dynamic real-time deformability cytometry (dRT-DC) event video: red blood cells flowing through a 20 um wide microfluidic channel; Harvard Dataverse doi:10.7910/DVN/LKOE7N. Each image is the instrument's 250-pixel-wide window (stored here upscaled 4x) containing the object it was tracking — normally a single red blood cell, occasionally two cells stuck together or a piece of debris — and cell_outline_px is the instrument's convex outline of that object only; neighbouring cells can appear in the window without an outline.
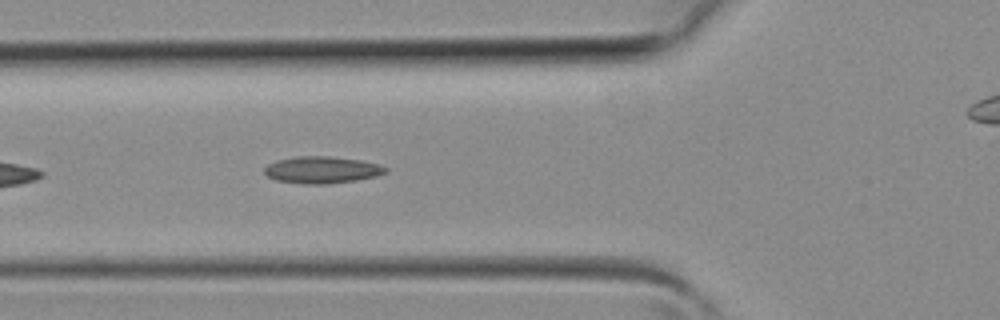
{"species": "common noctule bat (a hibernating species)", "species_latin": "Nyctalus noctula", "temperature_condition": "room temperature", "stored_images_in_passage": 39, "camera_frame_rate_fps": 3000, "um_per_image_px": 0.085, "animal": {"sex": "female", "body_mass_g": 19.3, "forearm_length_mm": 54.1}, "frame": {"image": 1, "passage_image": 13, "time_ms": 4.0, "image_size_px": [1000, 320], "cell_outline_px": [[388, 172], [376, 176], [356, 180], [328, 184], [304, 184], [276, 180], [268, 176], [264, 172], [264, 168], [268, 164], [276, 160], [296, 156], [328, 156], [360, 160], [380, 164], [388, 168]], "centroid_in_image_um": [27.38, 14.44], "position_along_channel_um": 98.4, "area_um2": 19.07}}
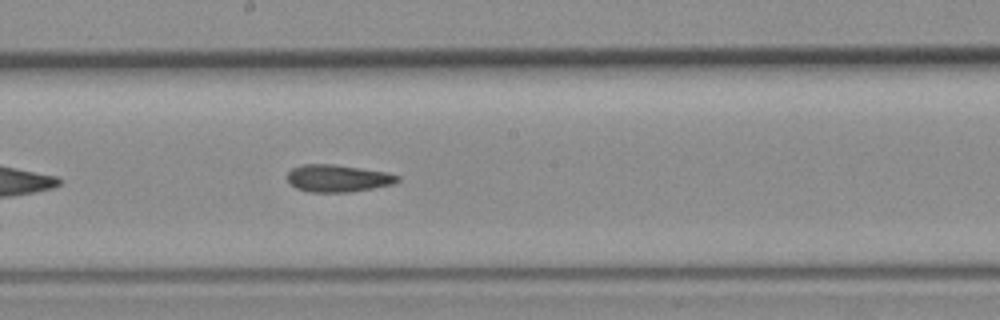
{"frame": {"image": 2, "passage_image": 20, "time_ms": 6.333, "image_size_px": [1000, 320], "cell_outline_px": [[400, 180], [392, 184], [372, 188], [348, 192], [308, 192], [296, 188], [288, 184], [288, 172], [292, 168], [304, 164], [332, 164], [388, 172], [400, 176]], "centroid_in_image_um": [28.7, 15.16], "position_along_channel_um": 219.5, "area_um2": 17.51}}
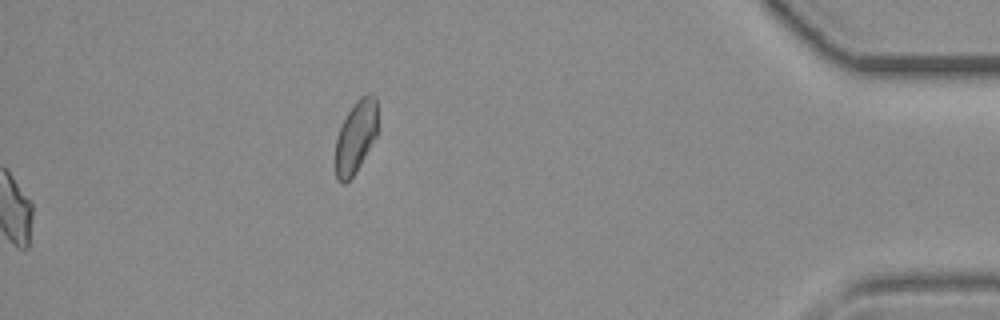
{"frame": {"image": 3, "passage_image": 39, "time_ms": 12.667, "image_size_px": [1000, 320], "cell_outline_px": [[376, 136], [356, 172], [344, 184], [336, 180], [336, 136], [348, 112], [356, 100], [360, 96], [368, 92], [376, 96]], "centroid_in_image_um": [30.23, 11.62], "position_along_channel_um": 405.0, "area_um2": 17.63}}